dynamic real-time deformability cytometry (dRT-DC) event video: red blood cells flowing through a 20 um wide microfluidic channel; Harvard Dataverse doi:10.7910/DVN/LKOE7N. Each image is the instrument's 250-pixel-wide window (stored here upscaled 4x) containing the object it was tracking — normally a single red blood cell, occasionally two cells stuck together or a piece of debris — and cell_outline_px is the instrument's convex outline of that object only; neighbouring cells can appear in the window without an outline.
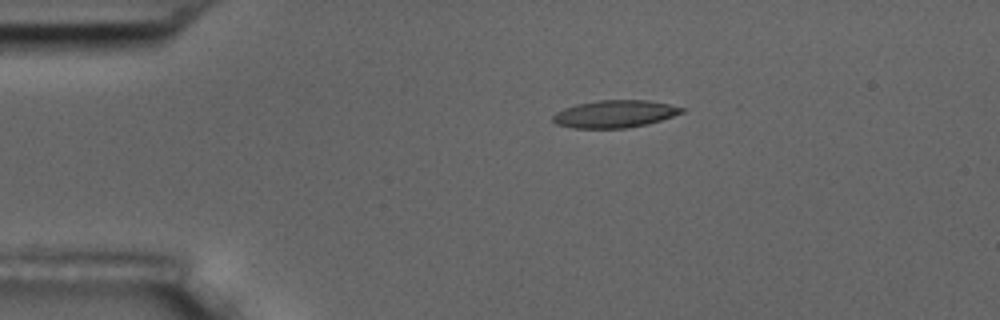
{"species": "common noctule bat (a hibernating species)", "species_latin": "Nyctalus noctula", "temperature_condition": "room temperature", "stored_images_in_passage": 4, "camera_frame_rate_fps": 3000, "um_per_image_px": 0.085, "animal": {"sex": "male", "body_mass_g": 17.5, "forearm_length_mm": 52.3}, "frame": {"image": 1, "passage_image": 1, "time_ms": 0.0, "image_size_px": [1000, 320], "cell_outline_px": [[688, 108], [684, 112], [648, 124], [624, 128], [572, 128], [556, 124], [552, 120], [552, 116], [556, 112], [564, 108], [576, 104], [596, 100], [648, 100]], "centroid_in_image_um": [52.25, 9.68], "position_along_channel_um": 32.8, "area_um2": 20.69}}
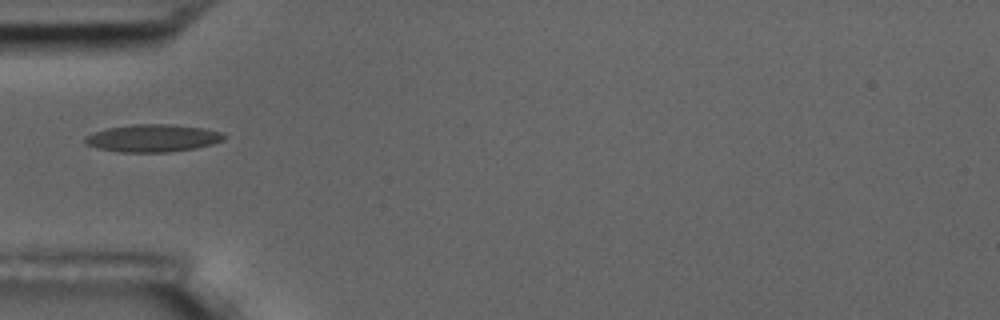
{"frame": {"image": 2, "passage_image": 3, "time_ms": 2.333, "image_size_px": [1000, 320], "cell_outline_px": [[228, 136], [224, 140], [212, 144], [196, 148], [168, 152], [120, 152], [100, 148], [84, 144], [84, 136], [92, 132], [108, 128], [132, 124], [172, 124], [204, 128], [220, 132]], "centroid_in_image_um": [12.98, 11.73], "position_along_channel_um": 72.0, "area_um2": 22.43}}